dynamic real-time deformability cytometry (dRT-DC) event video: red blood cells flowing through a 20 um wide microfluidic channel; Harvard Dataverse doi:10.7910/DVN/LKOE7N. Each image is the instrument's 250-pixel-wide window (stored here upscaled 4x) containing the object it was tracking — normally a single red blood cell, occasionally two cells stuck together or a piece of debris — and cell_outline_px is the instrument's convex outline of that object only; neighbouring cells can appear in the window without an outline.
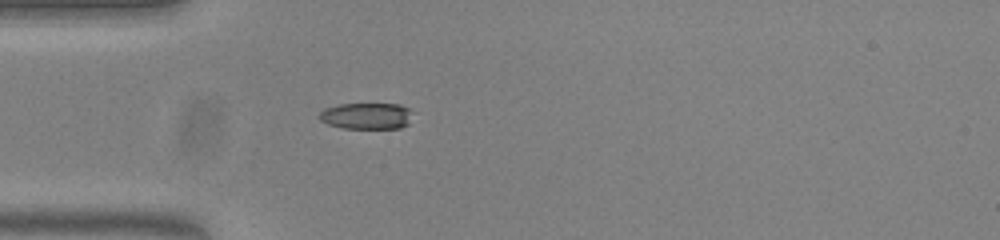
{"species": "common noctule bat (a hibernating species)", "species_latin": "Nyctalus noctula", "temperature_condition": "warm", "stored_images_in_passage": 39, "camera_frame_rate_fps": 3000, "um_per_image_px": 0.085, "animal": {"sex": "female", "body_mass_g": 23.0, "forearm_length_mm": 53.4}, "frame": {"image": 1, "passage_image": 1, "time_ms": 0.0, "image_size_px": [1000, 240], "cell_outline_px": [[416, 112], [408, 124], [400, 128], [344, 128], [328, 124], [320, 120], [320, 112], [324, 108], [340, 104], [400, 104]], "centroid_in_image_um": [31.22, 9.85], "position_along_channel_um": 53.8, "area_um2": 14.51}}
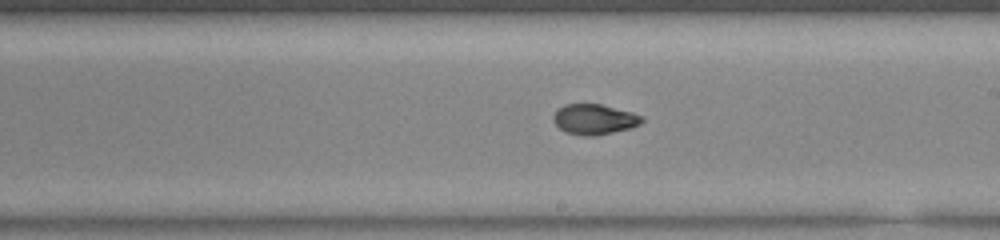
{"frame": {"image": 2, "passage_image": 16, "time_ms": 5.0, "image_size_px": [1000, 240], "cell_outline_px": [[644, 120], [640, 124], [632, 128], [596, 136], [580, 136], [564, 132], [552, 120], [552, 116], [556, 108], [564, 104], [600, 104], [632, 112], [644, 116]], "centroid_in_image_um": [50.5, 10.15], "position_along_channel_um": 238.5, "area_um2": 16.01}}
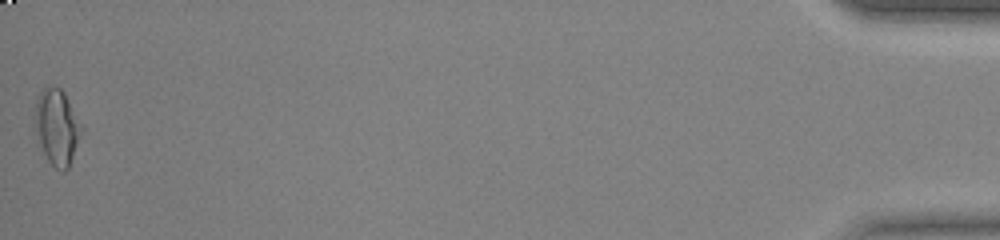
{"frame": {"image": 3, "passage_image": 39, "time_ms": 12.667, "image_size_px": [1000, 240], "cell_outline_px": [[80, 128], [72, 156], [68, 168], [64, 172], [60, 172], [48, 160], [36, 140], [32, 128], [36, 96], [44, 88], [60, 88], [64, 92]], "centroid_in_image_um": [4.71, 10.81], "position_along_channel_um": 430.5, "area_um2": 20.0}, "authors_computed_cell_mechanics": {"area_um2": 15.8372, "velocity_mm_per_s": 3.8289, "shape_relaxation_time_tau1_ms": 7.9908, "shape_relaxation_time_tau2_ms": 1.9441, "deformation_change_tau1": 0.2356, "deformation_change_tau2": 0.0691}}